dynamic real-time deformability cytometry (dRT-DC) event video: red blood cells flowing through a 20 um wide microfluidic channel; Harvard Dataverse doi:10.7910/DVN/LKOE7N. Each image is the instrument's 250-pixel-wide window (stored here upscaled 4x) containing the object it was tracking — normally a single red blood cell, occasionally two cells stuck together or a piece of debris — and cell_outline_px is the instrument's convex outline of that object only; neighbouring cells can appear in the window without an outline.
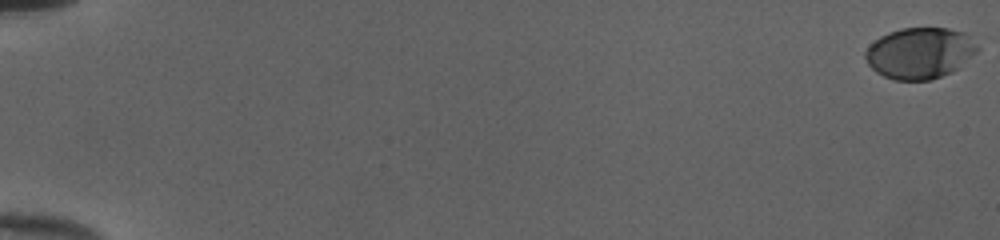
{"species": "human", "species_latin": "Homo sapiens", "temperature_condition": "cold", "stored_images_in_passage": 54, "camera_frame_rate_fps": 3000, "um_per_image_px": 0.085, "donor": {"sex": "female"}, "frame": {"image": 1, "passage_image": 1, "time_ms": 0.0, "image_size_px": [1000, 240], "cell_outline_px": [[980, 48], [976, 52], [952, 72], [932, 80], [892, 80], [876, 72], [868, 64], [864, 56], [864, 52], [880, 36], [888, 32], [900, 28], [948, 28], [964, 32]], "centroid_in_image_um": [78.16, 4.51], "position_along_channel_um": 6.8, "area_um2": 33.29}}
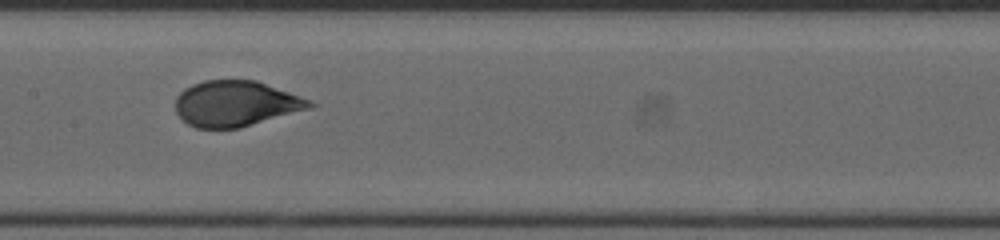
{"frame": {"image": 2, "passage_image": 30, "time_ms": 9.667, "image_size_px": [1000, 240], "cell_outline_px": [[320, 104], [312, 108], [240, 128], [196, 128], [188, 124], [176, 112], [176, 96], [184, 88], [192, 84], [204, 80], [256, 80], [312, 100]], "centroid_in_image_um": [20.08, 8.8], "position_along_channel_um": 187.3, "area_um2": 35.95}}
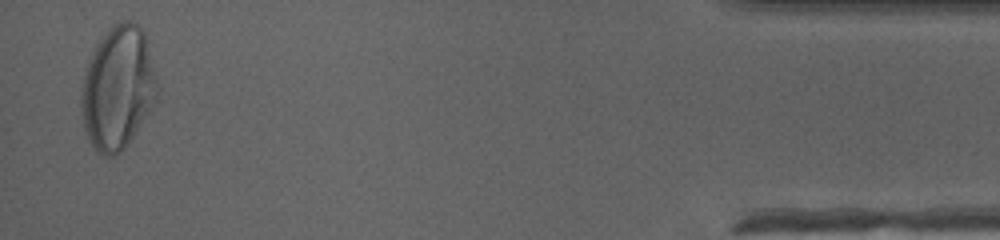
{"frame": {"image": 3, "passage_image": 53, "time_ms": 17.333, "image_size_px": [1000, 240], "cell_outline_px": [[160, 96], [152, 108], [124, 148], [120, 152], [112, 156], [104, 156], [96, 152], [88, 140], [84, 128], [80, 108], [80, 88], [88, 60], [96, 44], [104, 32], [116, 24], [124, 20], [132, 20], [144, 32], [160, 88]], "centroid_in_image_um": [10.01, 7.48], "position_along_channel_um": 425.2, "area_um2": 55.14}, "authors_computed_cell_mechanics": {"area_um2": 36.0961, "velocity_mm_per_s": 4.0081, "shape_relaxation_time_tau1_ms": 3.5665, "shape_relaxation_time_tau2_ms": null, "deformation_change_tau1": 0.1765, "deformation_change_tau2": null}}